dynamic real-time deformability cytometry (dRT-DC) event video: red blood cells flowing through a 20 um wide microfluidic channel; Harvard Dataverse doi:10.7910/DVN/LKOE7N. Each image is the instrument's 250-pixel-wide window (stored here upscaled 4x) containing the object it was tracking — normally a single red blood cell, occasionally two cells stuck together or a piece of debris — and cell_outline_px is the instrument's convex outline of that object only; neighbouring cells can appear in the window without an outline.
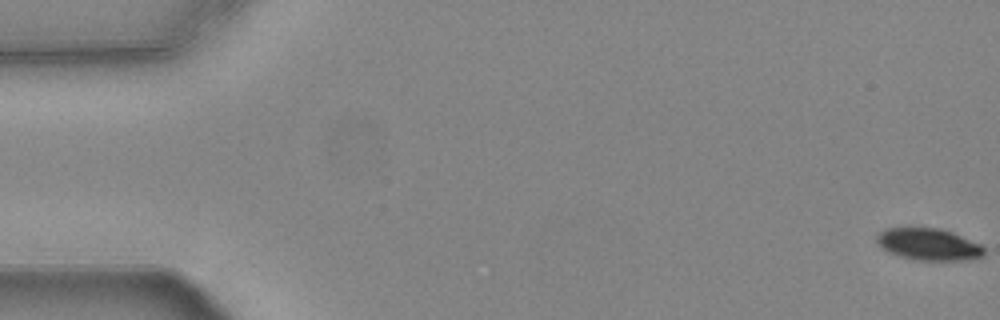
{"species": "common noctule bat (a hibernating species)", "species_latin": "Nyctalus noctula", "temperature_condition": "warm", "stored_images_in_passage": 56, "camera_frame_rate_fps": 3000, "um_per_image_px": 0.085, "animal": {"sex": "female", "body_mass_g": 24.6, "forearm_length_mm": 56.2}, "frame": {"image": 1, "passage_image": 1, "time_ms": 0.0, "image_size_px": [1000, 320], "cell_outline_px": [[984, 256], [964, 260], [916, 260], [900, 256], [884, 248], [876, 240], [876, 236], [884, 228], [908, 224], [940, 228], [952, 232], [980, 244], [984, 248]], "centroid_in_image_um": [78.89, 20.7], "position_along_channel_um": 6.1, "area_um2": 20.46}}
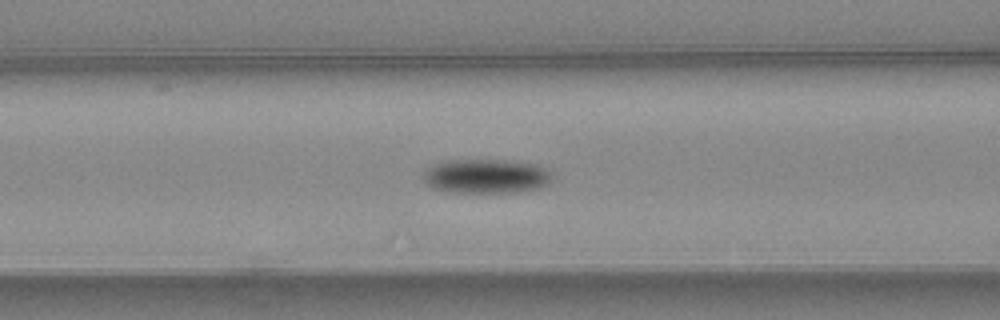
{"frame": {"image": 2, "passage_image": 23, "time_ms": 7.333, "image_size_px": [1000, 320], "cell_outline_px": [[552, 176], [548, 184], [540, 188], [520, 192], [444, 192], [432, 188], [424, 180], [424, 172], [432, 164], [444, 160], [512, 160], [536, 164], [544, 168]], "centroid_in_image_um": [41.3, 14.97], "position_along_channel_um": 125.3, "area_um2": 25.95}}
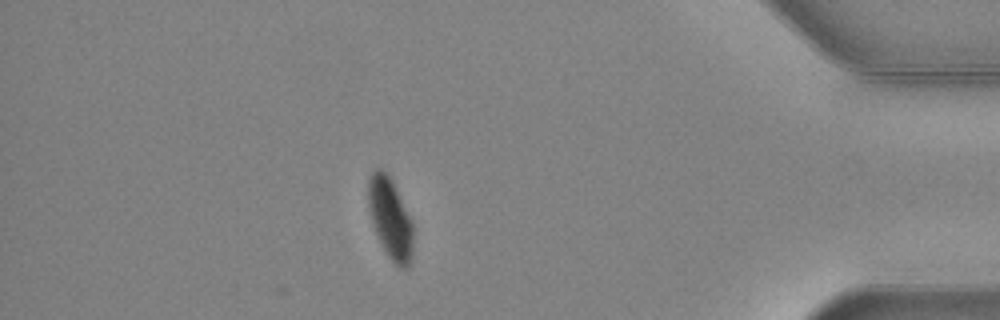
{"frame": {"image": 3, "passage_image": 49, "time_ms": 16.0, "image_size_px": [1000, 320], "cell_outline_px": [[412, 260], [408, 268], [396, 268], [380, 244], [372, 224], [368, 208], [368, 180], [372, 172], [376, 168], [380, 168], [392, 180], [412, 220]], "centroid_in_image_um": [33.17, 18.62], "position_along_channel_um": 402.0, "area_um2": 21.39}, "authors_computed_cell_mechanics": {"area_um2": 22.7732, "velocity_mm_per_s": 3.7281, "shape_relaxation_time_tau1_ms": 2.3185, "shape_relaxation_time_tau2_ms": null, "deformation_change_tau1": 0.1116, "deformation_change_tau2": null}}